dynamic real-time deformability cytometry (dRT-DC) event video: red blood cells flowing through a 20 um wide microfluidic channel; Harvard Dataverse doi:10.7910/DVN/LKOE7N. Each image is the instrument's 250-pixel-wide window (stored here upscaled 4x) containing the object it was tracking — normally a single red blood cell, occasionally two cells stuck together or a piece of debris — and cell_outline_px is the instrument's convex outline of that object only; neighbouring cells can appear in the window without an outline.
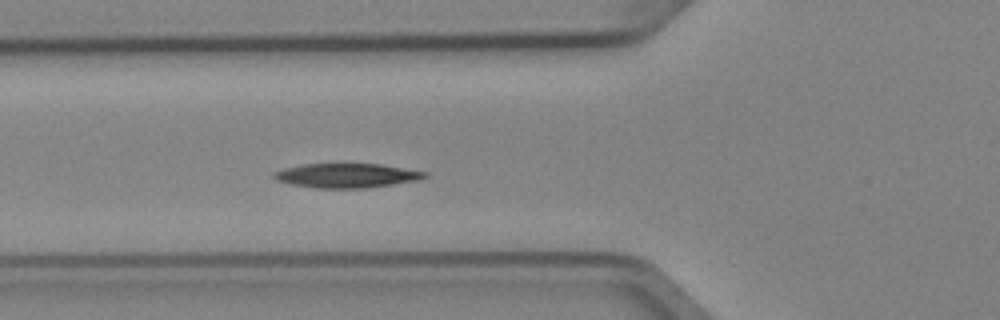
{"species": "Egyptian fruit bat (a non-hibernating species)", "species_latin": "Rousettus aegyptiacus", "temperature_condition": "cold", "stored_images_in_passage": 5, "camera_frame_rate_fps": 3000, "um_per_image_px": 0.085, "animal": {"sex": "female"}, "frame": {"image": 1, "passage_image": 5, "time_ms": 1.333, "image_size_px": [1000, 320], "cell_outline_px": [[428, 176], [420, 180], [368, 188], [316, 188], [292, 184], [276, 180], [272, 176], [272, 172], [284, 168], [304, 164], [380, 164], [428, 172]], "centroid_in_image_um": [29.48, 14.92], "position_along_channel_um": 96.3, "area_um2": 21.44}}